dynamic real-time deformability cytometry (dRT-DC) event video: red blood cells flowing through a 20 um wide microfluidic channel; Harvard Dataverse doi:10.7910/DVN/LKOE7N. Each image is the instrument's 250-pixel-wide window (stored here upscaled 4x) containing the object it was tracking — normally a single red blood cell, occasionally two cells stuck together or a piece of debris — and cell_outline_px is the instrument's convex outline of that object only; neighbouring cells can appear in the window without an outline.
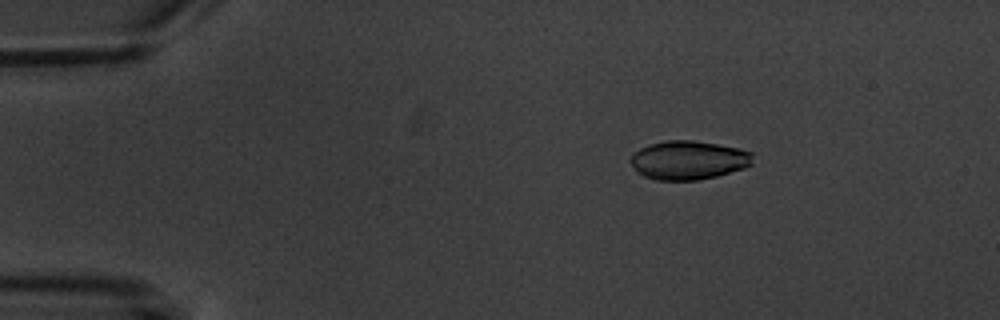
{"species": "common noctule bat (a hibernating species)", "species_latin": "Nyctalus noctula", "temperature_condition": "warm", "stored_images_in_passage": 6, "camera_frame_rate_fps": 3000, "um_per_image_px": 0.085, "animal": {"sex": "male", "body_mass_g": 20.1, "forearm_length_mm": 53.5}, "frame": {"image": 1, "passage_image": 3, "time_ms": 2.333, "image_size_px": [1000, 320], "cell_outline_px": [[752, 164], [744, 168], [716, 176], [696, 180], [656, 180], [644, 176], [636, 172], [628, 160], [632, 152], [640, 148], [652, 144], [668, 140], [692, 140], [740, 148], [752, 152]], "centroid_in_image_um": [58.48, 13.61], "position_along_channel_um": 26.5, "area_um2": 27.74}}
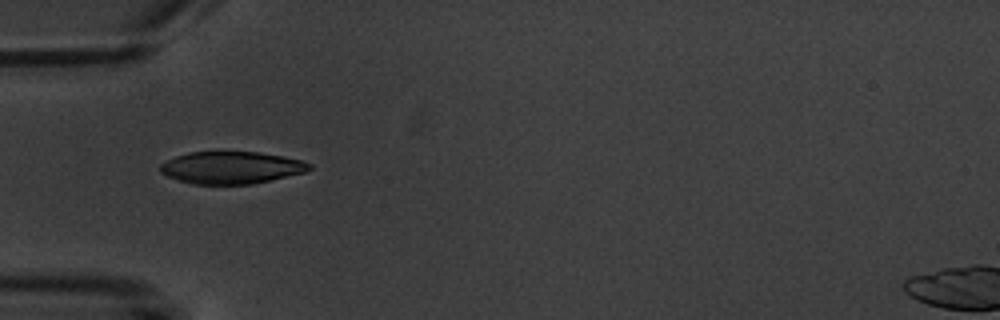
{"frame": {"image": 2, "passage_image": 5, "time_ms": 5.333, "image_size_px": [1000, 320], "cell_outline_px": [[312, 168], [304, 172], [252, 184], [192, 184], [168, 176], [160, 172], [160, 164], [176, 156], [188, 152], [260, 152], [284, 156], [300, 160], [312, 164]], "centroid_in_image_um": [19.66, 14.24], "position_along_channel_um": 65.3, "area_um2": 27.8}}